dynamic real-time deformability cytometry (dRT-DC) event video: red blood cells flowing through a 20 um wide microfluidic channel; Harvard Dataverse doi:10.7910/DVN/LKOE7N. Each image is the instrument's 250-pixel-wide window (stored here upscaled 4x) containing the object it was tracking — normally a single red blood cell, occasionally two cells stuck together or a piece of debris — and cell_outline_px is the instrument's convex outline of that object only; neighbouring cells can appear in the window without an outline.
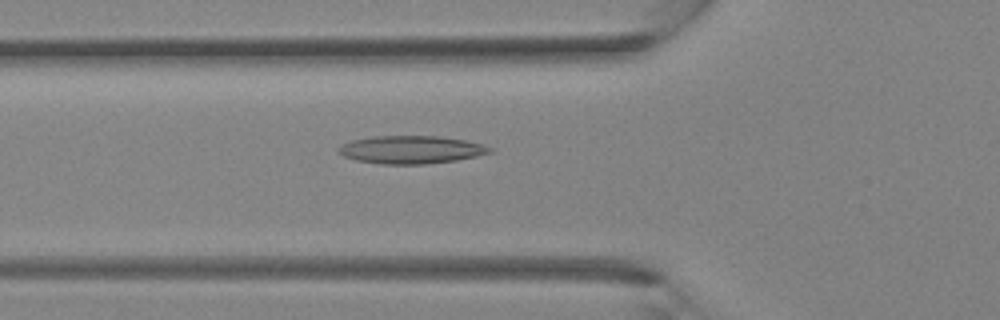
{"species": "Egyptian fruit bat (a non-hibernating species)", "species_latin": "Rousettus aegyptiacus", "temperature_condition": "room temperature", "stored_images_in_passage": 36, "camera_frame_rate_fps": 3000, "um_per_image_px": 0.085, "animal": {"sex": "female"}, "frame": {"image": 1, "passage_image": 13, "time_ms": 4.0, "image_size_px": [1000, 320], "cell_outline_px": [[492, 152], [476, 156], [456, 160], [424, 164], [380, 164], [356, 160], [344, 156], [336, 152], [336, 148], [340, 144], [352, 140], [372, 136], [440, 136], [464, 140], [484, 144], [492, 148]], "centroid_in_image_um": [34.9, 12.72], "position_along_channel_um": 90.9, "area_um2": 24.74}}
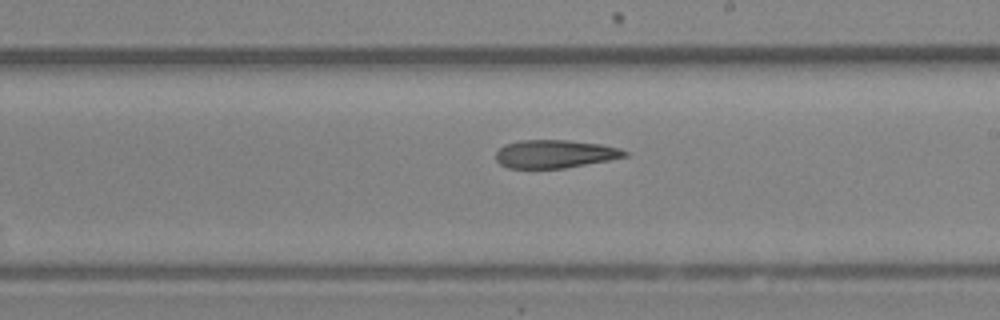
{"frame": {"image": 2, "passage_image": 21, "time_ms": 6.667, "image_size_px": [1000, 320], "cell_outline_px": [[628, 156], [608, 160], [564, 168], [508, 168], [500, 164], [496, 160], [496, 152], [504, 144], [520, 140], [568, 140], [600, 144], [620, 148], [628, 152]], "centroid_in_image_um": [47.15, 13.08], "position_along_channel_um": 241.8, "area_um2": 21.1}}
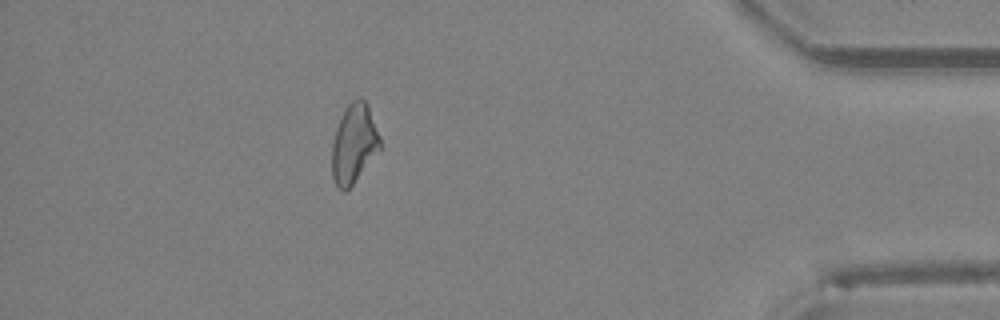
{"frame": {"image": 3, "passage_image": 32, "time_ms": 10.333, "image_size_px": [1000, 320], "cell_outline_px": [[380, 148], [352, 184], [344, 192], [336, 184], [332, 176], [332, 140], [336, 128], [344, 108], [352, 100], [360, 96], [368, 104], [380, 136]], "centroid_in_image_um": [30.07, 12.15], "position_along_channel_um": 405.1, "area_um2": 21.96}}